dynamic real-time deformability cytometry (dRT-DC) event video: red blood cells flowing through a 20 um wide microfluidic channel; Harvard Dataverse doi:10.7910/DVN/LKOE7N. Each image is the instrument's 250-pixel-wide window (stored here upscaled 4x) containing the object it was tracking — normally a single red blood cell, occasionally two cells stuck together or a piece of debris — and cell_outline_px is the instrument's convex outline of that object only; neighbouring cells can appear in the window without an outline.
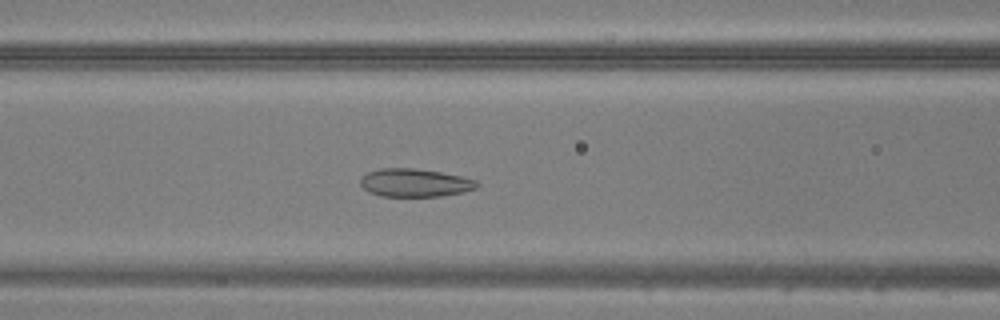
{"species": "common noctule bat (a hibernating species)", "species_latin": "Nyctalus noctula", "temperature_condition": "warm", "stored_images_in_passage": 47, "camera_frame_rate_fps": 3000, "um_per_image_px": 0.085, "animal": {"sex": "male", "body_mass_g": 20.5, "forearm_length_mm": 52.5}, "frame": {"image": 1, "passage_image": 20, "time_ms": 6.333, "image_size_px": [1000, 320], "cell_outline_px": [[480, 184], [476, 188], [464, 192], [440, 196], [380, 196], [368, 192], [360, 184], [360, 176], [368, 172], [380, 168], [416, 168], [440, 172], [460, 176], [476, 180]], "centroid_in_image_um": [35.24, 15.53], "position_along_channel_um": 131.4, "area_um2": 19.19}}
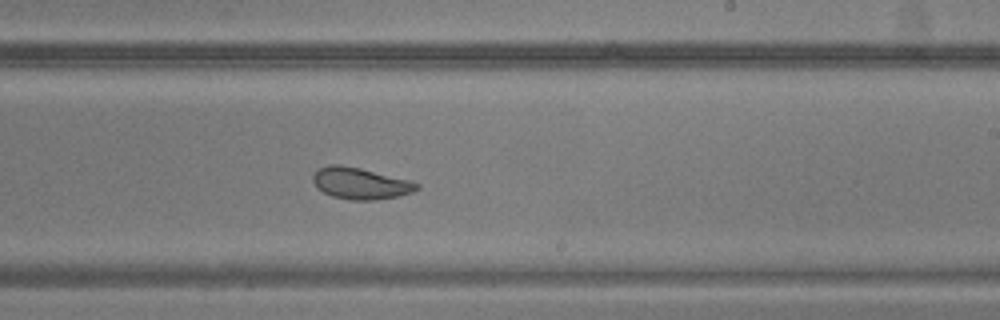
{"frame": {"image": 2, "passage_image": 29, "time_ms": 9.333, "image_size_px": [1000, 320], "cell_outline_px": [[420, 188], [412, 192], [396, 196], [372, 200], [348, 200], [332, 196], [316, 188], [312, 180], [312, 176], [320, 168], [328, 164], [340, 164], [360, 168], [412, 180], [420, 184]], "centroid_in_image_um": [30.63, 15.58], "position_along_channel_um": 258.4, "area_um2": 19.19}}
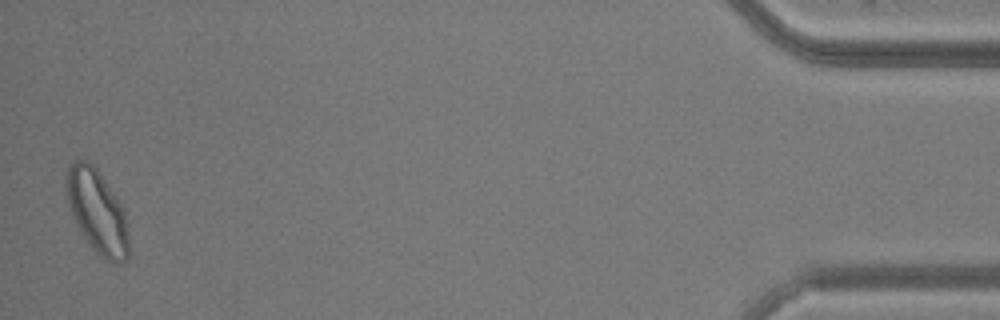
{"frame": {"image": 3, "passage_image": 47, "time_ms": 15.333, "image_size_px": [1000, 320], "cell_outline_px": [[128, 256], [120, 264], [112, 264], [104, 260], [92, 248], [80, 232], [72, 216], [68, 204], [68, 168], [76, 160], [88, 160], [96, 168], [120, 204], [124, 212], [128, 236]], "centroid_in_image_um": [8.27, 18.06], "position_along_channel_um": 426.9, "area_um2": 29.71}}